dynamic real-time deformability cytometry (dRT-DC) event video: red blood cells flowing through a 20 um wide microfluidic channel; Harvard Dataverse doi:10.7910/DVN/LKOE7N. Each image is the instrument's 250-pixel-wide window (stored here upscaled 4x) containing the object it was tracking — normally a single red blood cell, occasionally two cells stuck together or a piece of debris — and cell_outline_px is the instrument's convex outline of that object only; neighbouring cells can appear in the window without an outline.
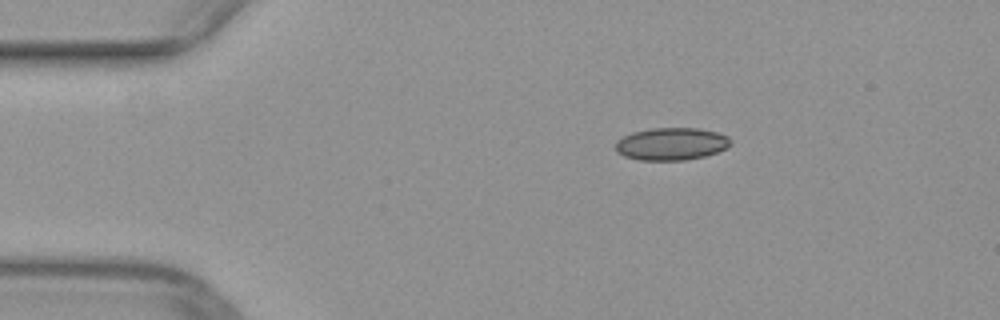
{"species": "common noctule bat (a hibernating species)", "species_latin": "Nyctalus noctula", "temperature_condition": "warm", "stored_images_in_passage": 42, "camera_frame_rate_fps": 3000, "um_per_image_px": 0.085, "animal": {"sex": "female", "body_mass_g": 29.2, "forearm_length_mm": 56.3}, "frame": {"image": 1, "passage_image": 1, "time_ms": 0.0, "image_size_px": [1000, 320], "cell_outline_px": [[732, 144], [728, 148], [704, 156], [684, 160], [640, 160], [624, 156], [616, 152], [616, 140], [632, 132], [652, 128], [700, 128], [716, 132], [728, 136], [732, 140]], "centroid_in_image_um": [57.08, 12.23], "position_along_channel_um": 27.9, "area_um2": 21.91}}
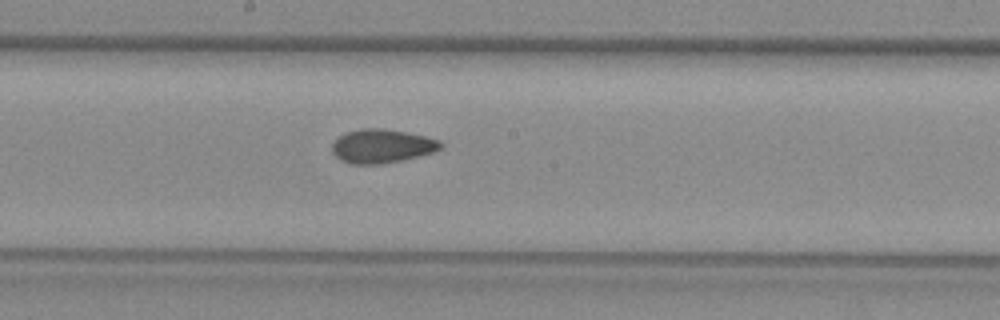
{"frame": {"image": 2, "passage_image": 19, "time_ms": 6.0, "image_size_px": [1000, 320], "cell_outline_px": [[444, 144], [440, 148], [432, 152], [400, 160], [380, 164], [352, 164], [340, 160], [332, 152], [332, 144], [344, 132], [360, 128], [380, 128], [408, 132], [440, 140]], "centroid_in_image_um": [32.43, 12.4], "position_along_channel_um": 215.8, "area_um2": 21.27}}
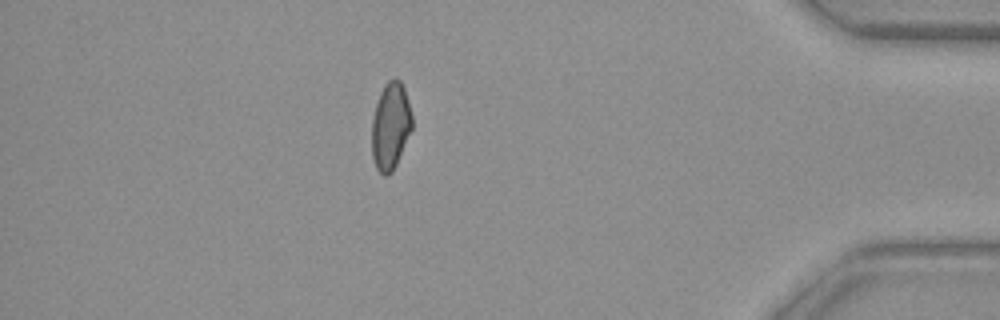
{"frame": {"image": 3, "passage_image": 36, "time_ms": 11.667, "image_size_px": [1000, 320], "cell_outline_px": [[412, 128], [396, 164], [392, 172], [388, 176], [384, 176], [376, 168], [372, 156], [372, 116], [380, 92], [384, 84], [388, 80], [396, 76], [400, 80], [404, 88], [408, 100], [412, 116]], "centroid_in_image_um": [33.19, 10.69], "position_along_channel_um": 402.0, "area_um2": 20.52}}